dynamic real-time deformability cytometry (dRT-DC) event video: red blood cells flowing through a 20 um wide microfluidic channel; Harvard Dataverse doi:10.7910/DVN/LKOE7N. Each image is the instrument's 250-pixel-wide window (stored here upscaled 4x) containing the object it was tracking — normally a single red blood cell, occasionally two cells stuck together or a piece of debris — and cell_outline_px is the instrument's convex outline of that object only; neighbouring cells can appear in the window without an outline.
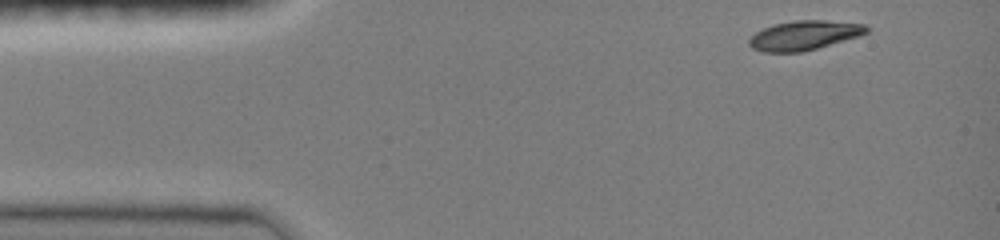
{"species": "common noctule bat (a hibernating species)", "species_latin": "Nyctalus noctula", "temperature_condition": "room temperature", "stored_images_in_passage": 12, "camera_frame_rate_fps": 3000, "um_per_image_px": 0.085, "animal": {"sex": "female", "body_mass_g": 19.0, "forearm_length_mm": 51.5}, "frame": {"image": 1, "passage_image": 1, "time_ms": 0.0, "image_size_px": [1000, 240], "cell_outline_px": [[868, 32], [860, 36], [816, 48], [800, 52], [764, 52], [752, 48], [748, 44], [748, 40], [756, 32], [764, 28], [776, 24], [796, 20], [824, 20], [864, 24], [868, 28]], "centroid_in_image_um": [68.35, 3.0], "position_along_channel_um": 16.6, "area_um2": 19.88}}
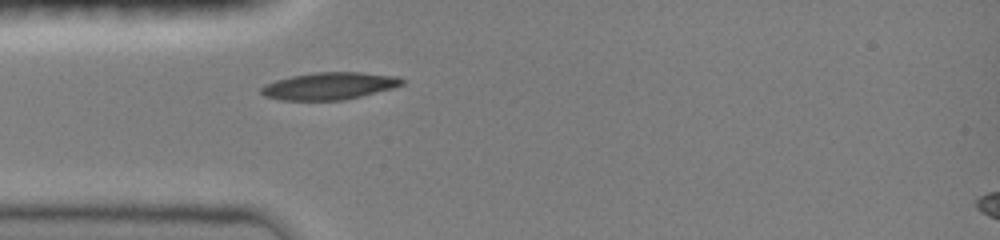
{"frame": {"image": 2, "passage_image": 9, "time_ms": 3.0, "image_size_px": [1000, 240], "cell_outline_px": [[404, 84], [392, 88], [344, 100], [280, 100], [264, 96], [260, 92], [260, 88], [264, 84], [276, 80], [292, 76], [316, 72], [360, 72], [396, 76], [404, 80]], "centroid_in_image_um": [27.96, 7.31], "position_along_channel_um": 57.0, "area_um2": 22.25}}
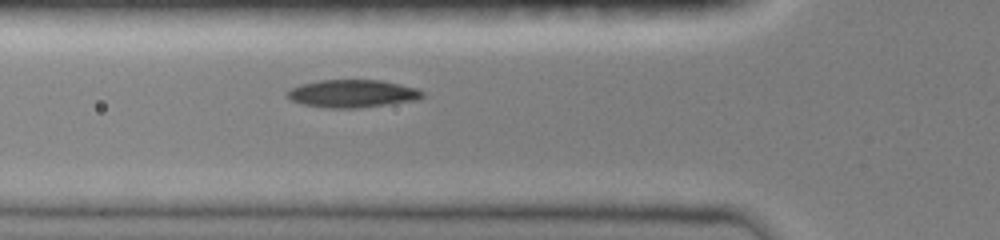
{"frame": {"image": 3, "passage_image": 12, "time_ms": 4.0, "image_size_px": [1000, 240], "cell_outline_px": [[424, 96], [420, 100], [360, 108], [324, 108], [300, 104], [284, 96], [284, 92], [300, 84], [320, 80], [380, 80], [400, 84], [416, 88], [424, 92]], "centroid_in_image_um": [29.94, 7.96], "position_along_channel_um": 95.9, "area_um2": 22.25}}